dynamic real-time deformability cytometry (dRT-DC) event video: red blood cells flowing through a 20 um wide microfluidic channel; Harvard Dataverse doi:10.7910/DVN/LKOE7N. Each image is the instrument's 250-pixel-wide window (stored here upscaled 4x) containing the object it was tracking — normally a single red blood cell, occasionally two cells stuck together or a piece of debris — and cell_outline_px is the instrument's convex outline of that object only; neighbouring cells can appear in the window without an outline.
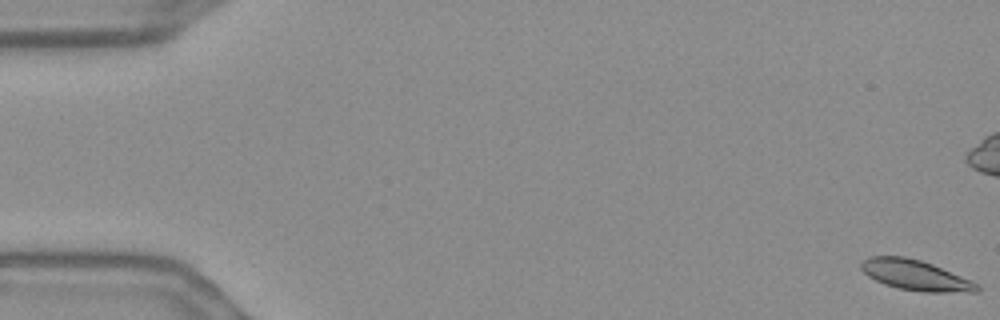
{"species": "Egyptian fruit bat (a non-hibernating species)", "species_latin": "Rousettus aegyptiacus", "temperature_condition": "warm", "stored_images_in_passage": 57, "camera_frame_rate_fps": 3000, "um_per_image_px": 0.085, "frame": {"image": 1, "passage_image": 1, "time_ms": 0.0, "image_size_px": [1000, 320], "cell_outline_px": [[980, 288], [976, 292], [920, 292], [900, 288], [884, 284], [868, 276], [860, 268], [860, 264], [868, 256], [904, 256], [920, 260], [932, 264], [972, 280], [980, 284]], "centroid_in_image_um": [77.83, 23.39], "position_along_channel_um": 7.2, "area_um2": 20.52}}
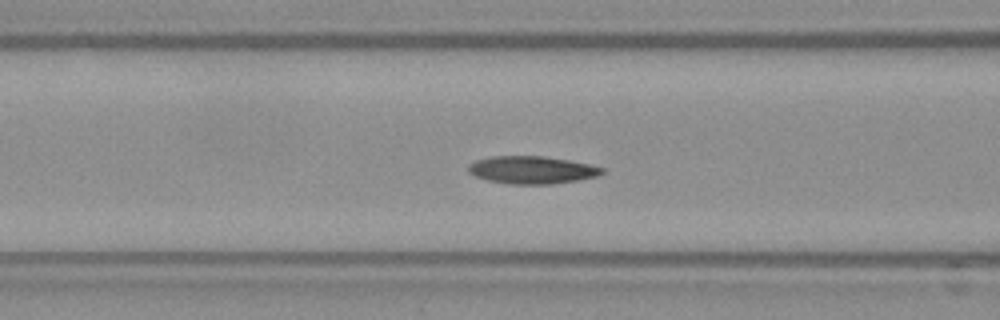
{"frame": {"image": 2, "passage_image": 23, "time_ms": 7.333, "image_size_px": [1000, 320], "cell_outline_px": [[604, 172], [600, 176], [552, 184], [508, 184], [488, 180], [476, 176], [468, 172], [468, 164], [476, 160], [492, 156], [544, 156], [568, 160], [588, 164], [604, 168]], "centroid_in_image_um": [45.21, 14.44], "position_along_channel_um": 121.4, "area_um2": 21.5}}
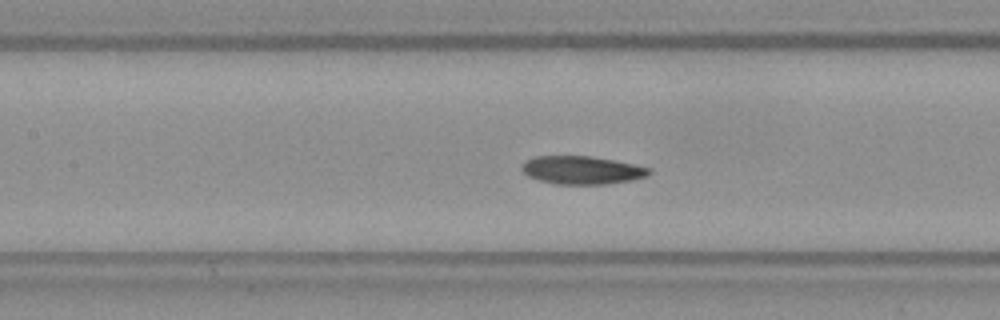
{"frame": {"image": 3, "passage_image": 26, "time_ms": 8.333, "image_size_px": [1000, 320], "cell_outline_px": [[652, 172], [648, 176], [632, 180], [604, 184], [556, 184], [540, 180], [528, 176], [520, 168], [524, 160], [532, 156], [592, 156], [616, 160], [652, 168]], "centroid_in_image_um": [49.47, 14.45], "position_along_channel_um": 157.9, "area_um2": 21.1}, "authors_computed_cell_mechanics": {"area_um2": 21.0392, "velocity_mm_per_s": 3.643, "shape_relaxation_time_tau1_ms": null, "shape_relaxation_time_tau2_ms": 8.6284, "deformation_change_tau1": null, "deformation_change_tau2": 0.1519}}